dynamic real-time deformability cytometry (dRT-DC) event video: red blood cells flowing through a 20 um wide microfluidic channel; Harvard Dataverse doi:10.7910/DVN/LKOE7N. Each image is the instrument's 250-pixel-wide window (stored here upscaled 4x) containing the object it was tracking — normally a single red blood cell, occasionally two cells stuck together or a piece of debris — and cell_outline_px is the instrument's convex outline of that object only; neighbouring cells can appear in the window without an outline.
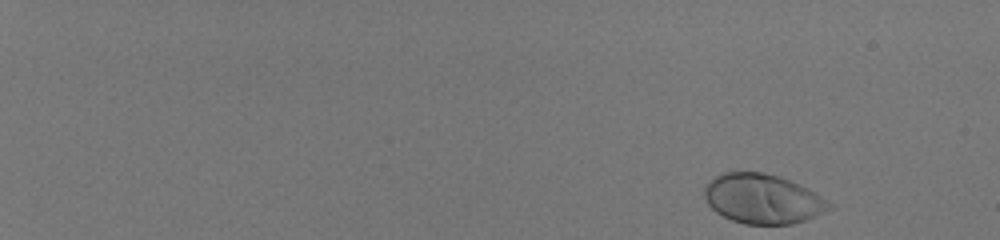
{"species": "human", "species_latin": "Homo sapiens", "temperature_condition": "room temperature", "stored_images_in_passage": 52, "camera_frame_rate_fps": 3000, "um_per_image_px": 0.085, "donor": {"sex": "male"}, "frame": {"image": 1, "passage_image": 1, "time_ms": 0.0, "image_size_px": [1000, 240], "cell_outline_px": [[832, 208], [816, 216], [792, 224], [744, 224], [732, 220], [716, 212], [708, 204], [704, 196], [704, 188], [716, 176], [724, 172], [764, 172], [788, 180], [820, 196], [832, 204]], "centroid_in_image_um": [64.8, 16.92], "position_along_channel_um": 20.2, "area_um2": 35.49}}
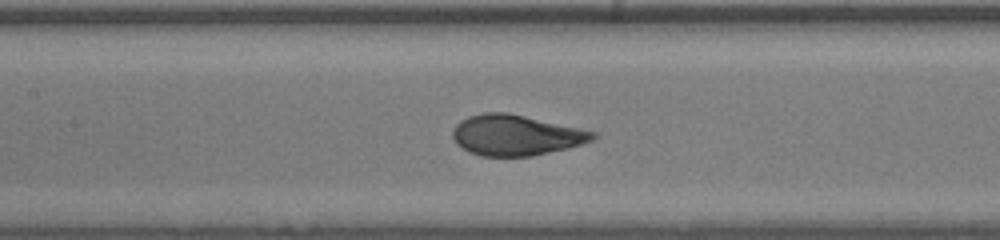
{"frame": {"image": 2, "passage_image": 28, "time_ms": 9.0, "image_size_px": [1000, 240], "cell_outline_px": [[596, 136], [592, 140], [568, 148], [532, 156], [480, 156], [468, 152], [456, 144], [452, 136], [452, 128], [460, 120], [468, 116], [484, 112], [508, 112], [596, 132]], "centroid_in_image_um": [43.78, 11.49], "position_along_channel_um": 163.6, "area_um2": 33.18}}
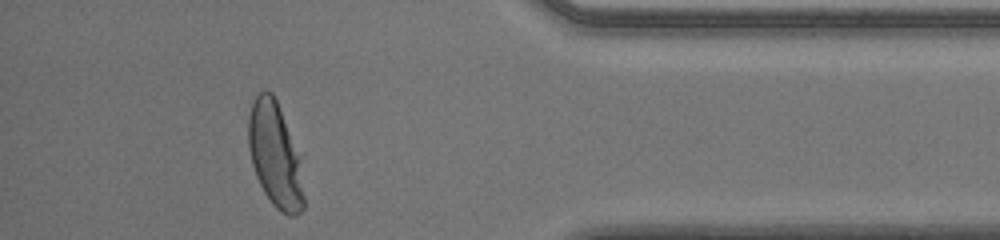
{"frame": {"image": 3, "passage_image": 48, "time_ms": 15.667, "image_size_px": [1000, 240], "cell_outline_px": [[304, 208], [296, 216], [288, 216], [280, 212], [272, 204], [264, 192], [256, 176], [252, 164], [248, 144], [248, 116], [252, 100], [260, 92], [272, 92], [304, 156]], "centroid_in_image_um": [23.45, 13.2], "position_along_channel_um": 411.7, "area_um2": 35.26}, "authors_computed_cell_mechanics": {"area_um2": 33.9575, "velocity_mm_per_s": 4.0181, "shape_relaxation_time_tau1_ms": 2.9849, "shape_relaxation_time_tau2_ms": null, "deformation_change_tau1": 0.2002, "deformation_change_tau2": null}}